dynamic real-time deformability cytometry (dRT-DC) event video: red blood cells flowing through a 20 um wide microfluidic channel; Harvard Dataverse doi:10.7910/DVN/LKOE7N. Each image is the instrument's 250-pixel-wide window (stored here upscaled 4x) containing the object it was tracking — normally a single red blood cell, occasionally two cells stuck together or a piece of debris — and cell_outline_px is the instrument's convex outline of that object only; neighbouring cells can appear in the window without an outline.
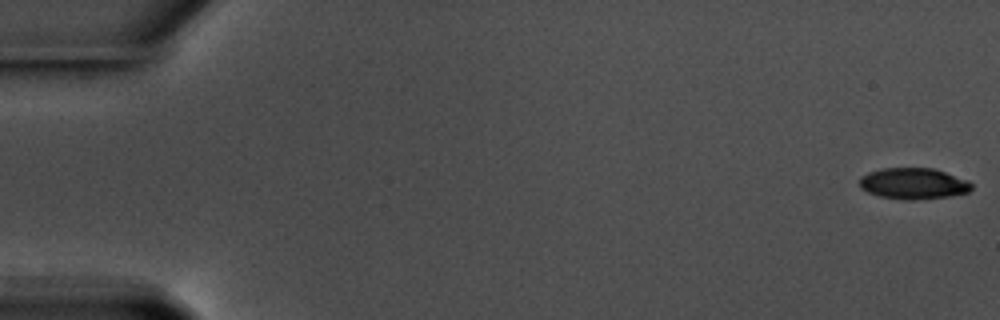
{"species": "common noctule bat (a hibernating species)", "species_latin": "Nyctalus noctula", "temperature_condition": "warm", "stored_images_in_passage": 58, "camera_frame_rate_fps": 3000, "um_per_image_px": 0.085, "animal": {"sex": "male", "body_mass_g": 17.5, "forearm_length_mm": 52.3}, "frame": {"image": 1, "passage_image": 1, "time_ms": 0.0, "image_size_px": [1000, 320], "cell_outline_px": [[972, 188], [968, 192], [948, 196], [912, 200], [904, 200], [880, 196], [868, 192], [860, 188], [860, 176], [868, 172], [884, 168], [932, 168], [968, 180], [972, 184]], "centroid_in_image_um": [77.62, 15.6], "position_along_channel_um": 7.4, "area_um2": 20.23}}
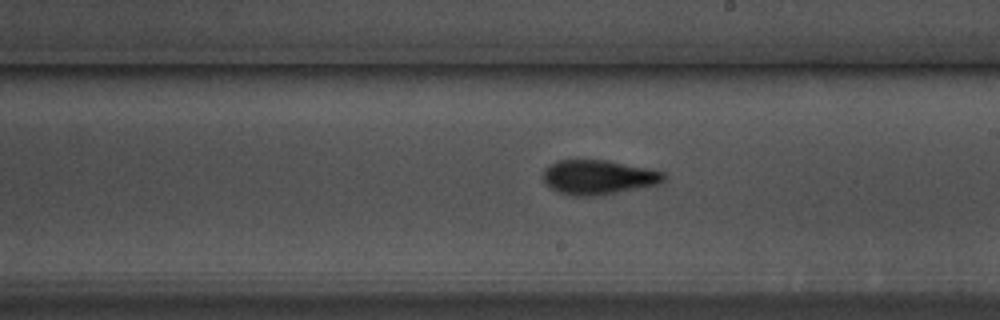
{"frame": {"image": 2, "passage_image": 34, "time_ms": 11.0, "image_size_px": [1000, 320], "cell_outline_px": [[664, 180], [660, 184], [596, 196], [580, 196], [560, 192], [552, 188], [544, 180], [544, 168], [556, 160], [608, 160], [648, 168], [664, 172]], "centroid_in_image_um": [50.88, 15.05], "position_along_channel_um": 238.1, "area_um2": 24.04}}
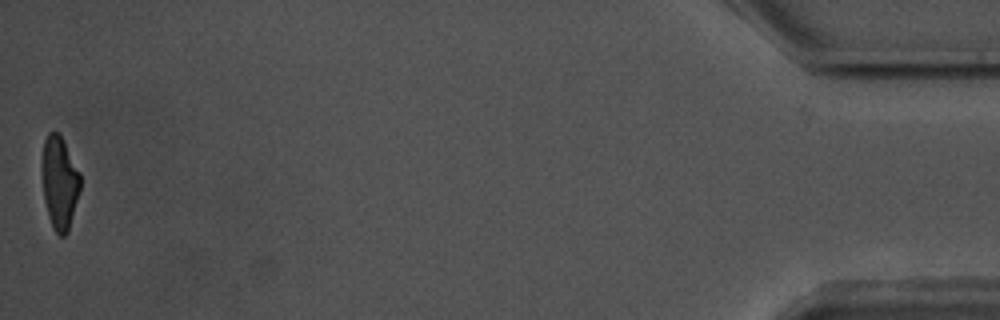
{"frame": {"image": 3, "passage_image": 58, "time_ms": 19.0, "image_size_px": [1000, 320], "cell_outline_px": [[80, 188], [68, 232], [64, 236], [60, 236], [52, 228], [48, 216], [44, 200], [40, 164], [44, 140], [48, 132], [60, 132], [80, 172]], "centroid_in_image_um": [5.03, 15.48], "position_along_channel_um": 430.2, "area_um2": 21.15}, "authors_computed_cell_mechanics": {"area_um2": 22.4842, "velocity_mm_per_s": 3.5675, "shape_relaxation_time_tau1_ms": 2.9457, "shape_relaxation_time_tau2_ms": 3.0882, "deformation_change_tau1": 0.1414, "deformation_change_tau2": 0.1039}}